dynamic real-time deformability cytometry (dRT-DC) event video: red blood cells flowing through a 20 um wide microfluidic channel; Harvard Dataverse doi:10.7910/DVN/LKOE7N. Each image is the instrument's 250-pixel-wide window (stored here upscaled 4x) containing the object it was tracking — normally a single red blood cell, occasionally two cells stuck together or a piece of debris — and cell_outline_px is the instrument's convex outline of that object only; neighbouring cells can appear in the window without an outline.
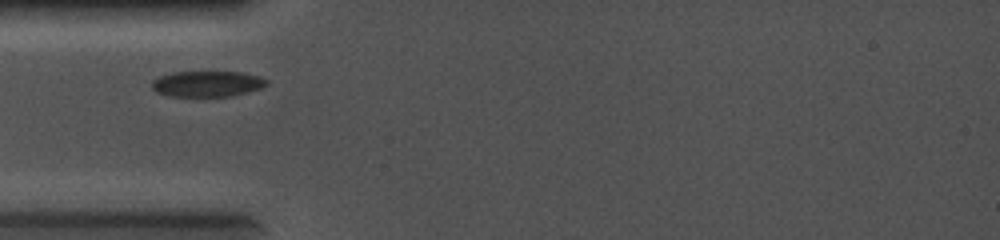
{"species": "common noctule bat (a hibernating species)", "species_latin": "Nyctalus noctula", "temperature_condition": "cold", "stored_images_in_passage": 12, "camera_frame_rate_fps": 5000, "um_per_image_px": 0.085, "animal": {"sex": "female", "body_mass_g": 19.0, "forearm_length_mm": 56.7}, "frame": {"image": 1, "passage_image": 1, "time_ms": 0.0, "image_size_px": [1000, 240], "cell_outline_px": [[268, 84], [260, 88], [248, 92], [232, 96], [168, 96], [156, 92], [152, 88], [152, 80], [160, 76], [172, 72], [244, 72], [260, 76], [268, 80]], "centroid_in_image_um": [17.62, 7.12], "position_along_channel_um": 67.4, "area_um2": 17.34}}
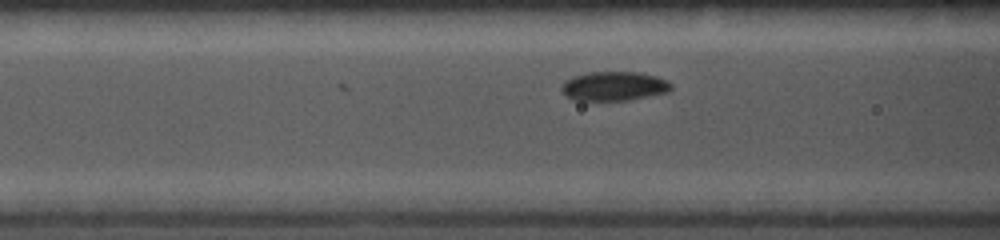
{"frame": {"image": 2, "passage_image": 6, "time_ms": 1.0, "image_size_px": [1000, 240], "cell_outline_px": [[672, 88], [668, 92], [628, 100], [572, 100], [564, 96], [560, 88], [564, 80], [572, 76], [588, 72], [640, 72], [656, 76], [668, 80], [672, 84]], "centroid_in_image_um": [52.16, 7.32], "position_along_channel_um": 114.4, "area_um2": 18.9}}
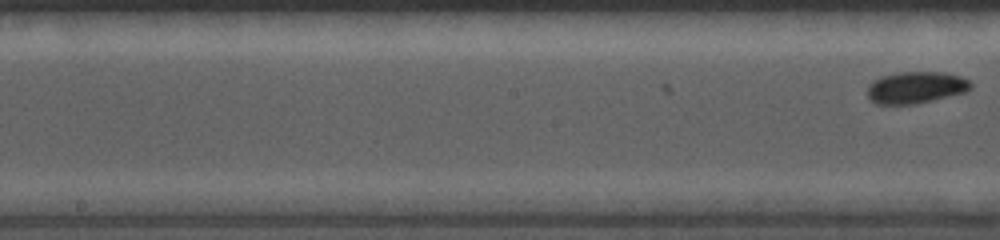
{"frame": {"image": 3, "passage_image": 12, "time_ms": 2.2, "image_size_px": [1000, 240], "cell_outline_px": [[972, 88], [968, 92], [916, 104], [876, 104], [868, 100], [868, 84], [872, 80], [896, 72], [944, 72], [960, 76], [968, 80], [972, 84]], "centroid_in_image_um": [77.85, 7.44], "position_along_channel_um": 170.3, "area_um2": 19.42}}